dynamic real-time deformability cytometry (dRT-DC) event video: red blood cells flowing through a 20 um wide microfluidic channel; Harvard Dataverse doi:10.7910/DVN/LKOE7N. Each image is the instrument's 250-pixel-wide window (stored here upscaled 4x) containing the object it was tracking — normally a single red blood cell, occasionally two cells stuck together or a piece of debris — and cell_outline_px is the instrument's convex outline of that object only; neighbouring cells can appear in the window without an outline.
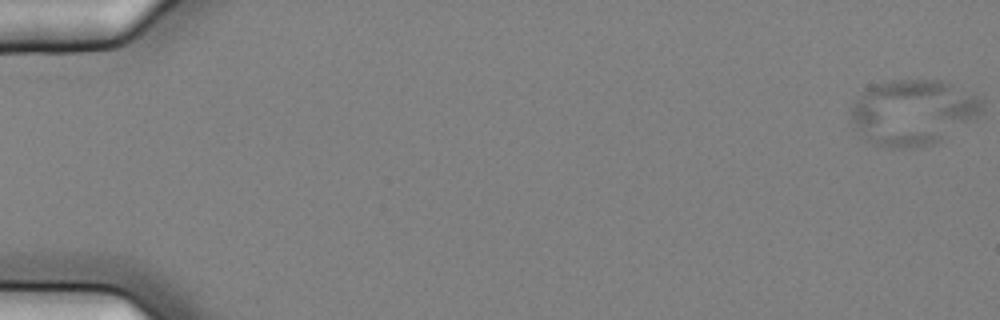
{"species": "common noctule bat (a hibernating species)", "species_latin": "Nyctalus noctula", "temperature_condition": "cold", "stored_images_in_passage": 7, "camera_frame_rate_fps": 3000, "um_per_image_px": 0.085, "animal": {"sex": "female", "body_mass_g": 25.1}, "frame": {"image": 1, "passage_image": 1, "time_ms": 0.0, "image_size_px": [1000, 320], "cell_outline_px": [[984, 112], [936, 144], [912, 148], [888, 148], [872, 144], [860, 140], [852, 128], [852, 108], [856, 100], [868, 88], [876, 84], [888, 80], [940, 80], [952, 84], [984, 100]], "centroid_in_image_um": [77.58, 9.58], "position_along_channel_um": 7.4, "area_um2": 50.63}}
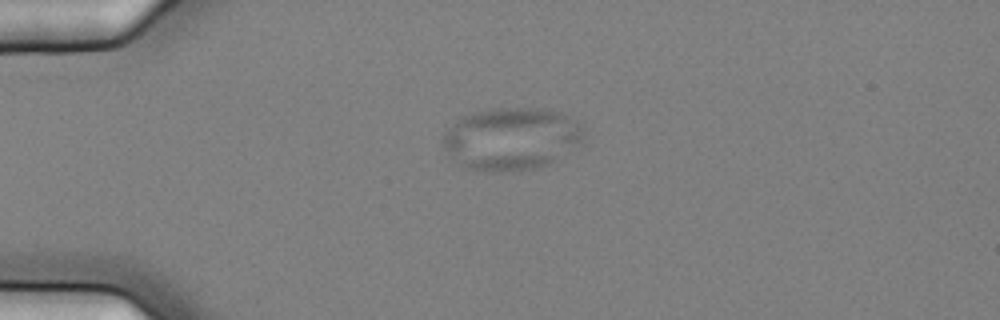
{"frame": {"image": 2, "passage_image": 5, "time_ms": 1.333, "image_size_px": [1000, 320], "cell_outline_px": [[584, 136], [580, 144], [548, 164], [536, 168], [520, 172], [484, 172], [464, 168], [444, 156], [440, 140], [444, 132], [460, 116], [472, 112], [492, 108], [548, 108], [560, 112], [576, 120], [584, 128]], "centroid_in_image_um": [43.38, 11.81], "position_along_channel_um": 41.6, "area_um2": 52.83}}